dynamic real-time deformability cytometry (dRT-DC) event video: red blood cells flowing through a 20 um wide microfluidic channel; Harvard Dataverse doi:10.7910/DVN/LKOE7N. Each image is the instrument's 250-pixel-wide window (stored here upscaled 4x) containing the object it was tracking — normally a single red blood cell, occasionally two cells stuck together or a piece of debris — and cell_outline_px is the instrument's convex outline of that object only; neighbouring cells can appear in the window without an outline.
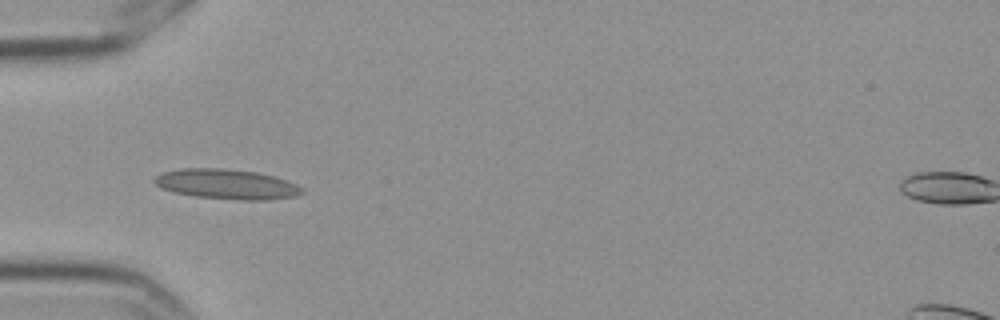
{"species": "Egyptian fruit bat (a non-hibernating species)", "species_latin": "Rousettus aegyptiacus", "temperature_condition": "cold", "stored_images_in_passage": 15, "camera_frame_rate_fps": 3000, "um_per_image_px": 0.085, "frame": {"image": 1, "passage_image": 5, "time_ms": 1.333, "image_size_px": [1000, 320], "cell_outline_px": [[304, 192], [296, 196], [268, 200], [240, 200], [196, 196], [172, 192], [160, 188], [152, 180], [156, 176], [164, 172], [180, 168], [220, 168], [256, 172], [272, 176], [296, 184], [304, 188]], "centroid_in_image_um": [19.25, 15.66], "position_along_channel_um": 65.7, "area_um2": 25.72}}
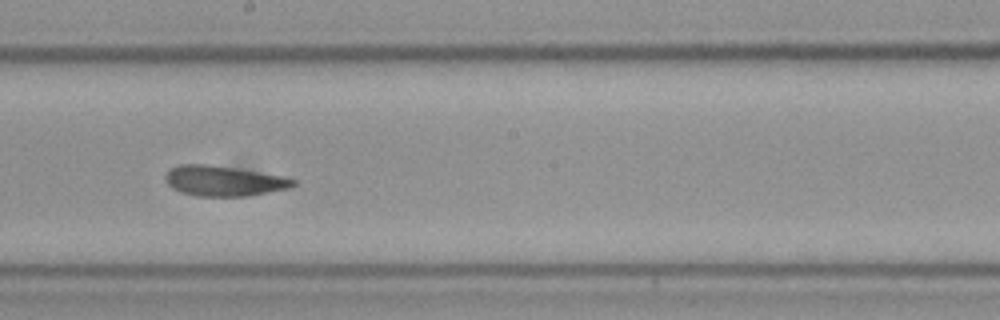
{"frame": {"image": 2, "passage_image": 9, "time_ms": 2.667, "image_size_px": [1000, 320], "cell_outline_px": [[296, 184], [292, 188], [244, 196], [196, 196], [180, 192], [172, 188], [164, 180], [164, 176], [172, 168], [180, 164], [204, 164], [232, 168], [284, 176], [296, 180]], "centroid_in_image_um": [19.01, 15.39], "position_along_channel_um": 229.2, "area_um2": 22.37}}
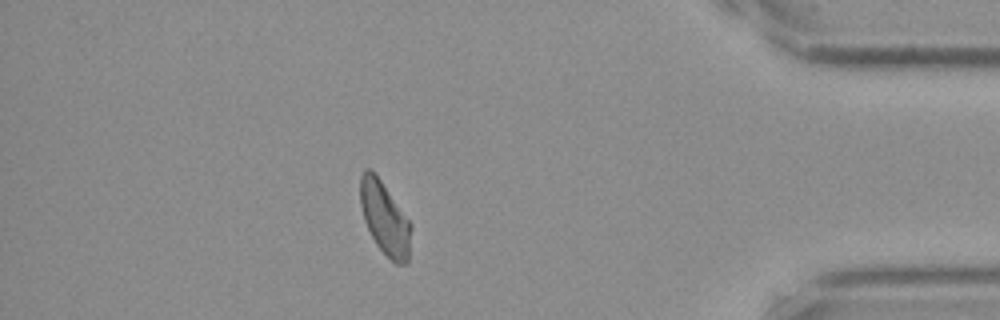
{"frame": {"image": 3, "passage_image": 14, "time_ms": 4.333, "image_size_px": [1000, 320], "cell_outline_px": [[412, 228], [408, 264], [396, 264], [376, 244], [364, 220], [360, 204], [360, 176], [364, 168], [368, 168], [380, 180], [412, 224]], "centroid_in_image_um": [32.72, 18.58], "position_along_channel_um": 402.5, "area_um2": 21.33}}